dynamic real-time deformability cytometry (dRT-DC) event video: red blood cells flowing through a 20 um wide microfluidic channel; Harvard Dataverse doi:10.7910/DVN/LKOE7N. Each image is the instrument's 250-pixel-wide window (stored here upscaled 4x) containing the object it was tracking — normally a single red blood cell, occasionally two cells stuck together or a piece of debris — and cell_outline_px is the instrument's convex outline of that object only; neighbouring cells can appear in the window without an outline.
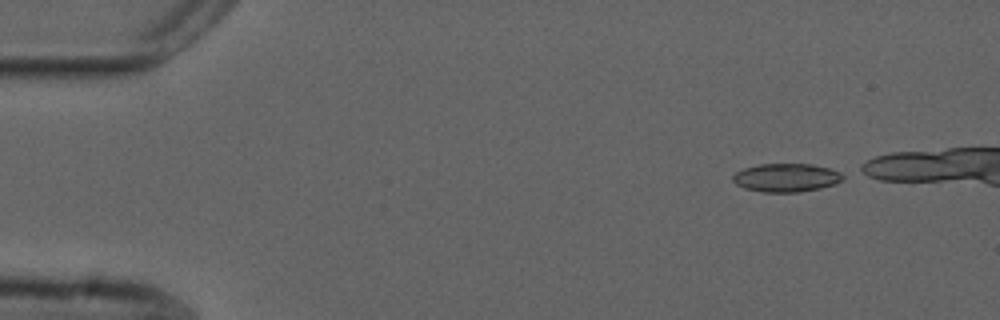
{"species": "common noctule bat (a hibernating species)", "species_latin": "Nyctalus noctula", "temperature_condition": "cold", "stored_images_in_passage": 15, "camera_frame_rate_fps": 3000, "um_per_image_px": 0.085, "animal": {"sex": "male", "forearm_length_mm": 52.5}, "frame": {"image": 1, "passage_image": 1, "time_ms": 0.0, "image_size_px": [1000, 320], "cell_outline_px": [[844, 180], [836, 184], [820, 188], [800, 192], [764, 192], [744, 188], [736, 184], [732, 180], [732, 176], [736, 172], [744, 168], [760, 164], [812, 164], [828, 168], [840, 172], [844, 176]], "centroid_in_image_um": [66.84, 15.1], "position_along_channel_um": 18.2, "area_um2": 18.26}}
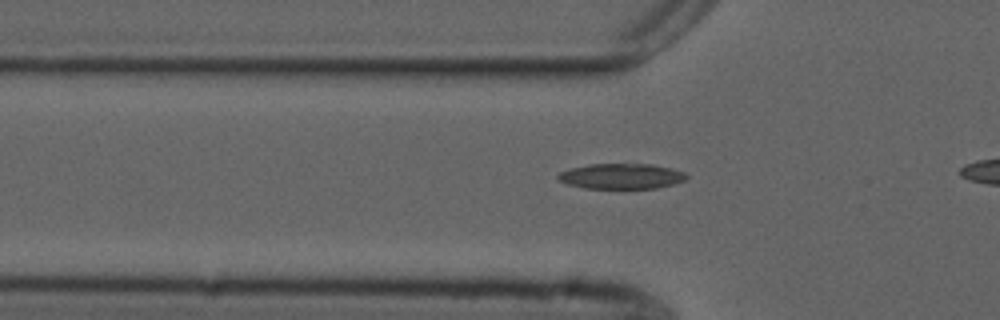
{"frame": {"image": 2, "passage_image": 13, "time_ms": 4.0, "image_size_px": [1000, 320], "cell_outline_px": [[688, 176], [684, 180], [672, 184], [656, 188], [584, 188], [568, 184], [560, 180], [556, 176], [560, 172], [572, 168], [592, 164], [652, 164], [672, 168], [684, 172]], "centroid_in_image_um": [52.83, 14.97], "position_along_channel_um": 73.0, "area_um2": 18.79}}